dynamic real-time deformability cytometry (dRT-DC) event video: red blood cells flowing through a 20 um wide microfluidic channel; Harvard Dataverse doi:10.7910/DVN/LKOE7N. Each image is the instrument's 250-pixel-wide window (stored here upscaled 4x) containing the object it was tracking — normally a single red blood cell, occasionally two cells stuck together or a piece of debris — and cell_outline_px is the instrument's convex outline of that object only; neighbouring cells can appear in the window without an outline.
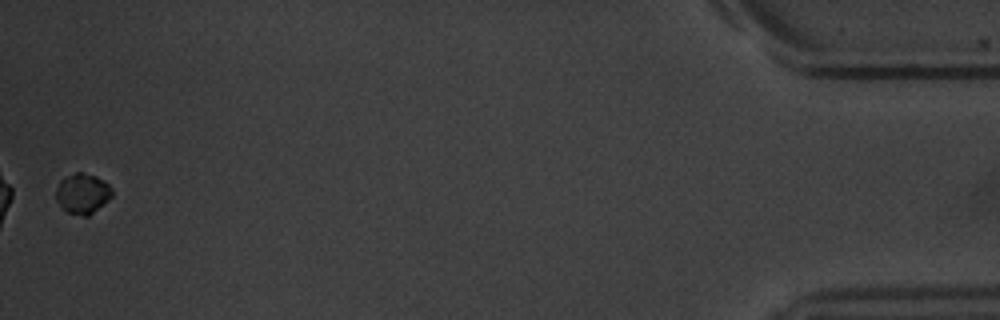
{"species": "common noctule bat (a hibernating species)", "species_latin": "Nyctalus noctula", "temperature_condition": "warm", "stored_images_in_passage": 37, "camera_frame_rate_fps": 3000, "um_per_image_px": 0.085, "animal": {"sex": "male", "body_mass_g": 20.1, "forearm_length_mm": 53.5}, "frame": {"image": 1, "passage_image": 37, "time_ms": 12.0, "image_size_px": [1000, 320], "cell_outline_px": [[112, 196], [108, 200], [88, 216], [84, 216], [68, 212], [56, 200], [56, 188], [60, 180], [76, 172], [84, 172], [96, 176], [108, 184], [112, 188]], "centroid_in_image_um": [7.02, 16.43], "position_along_channel_um": 428.2, "area_um2": 12.95}, "authors_computed_cell_mechanics": {"area_um2": 17.2244, "velocity_mm_per_s": 3.824, "shape_relaxation_time_tau1_ms": 1.2526, "shape_relaxation_time_tau2_ms": null, "deformation_change_tau1": 0.0977, "deformation_change_tau2": null}}